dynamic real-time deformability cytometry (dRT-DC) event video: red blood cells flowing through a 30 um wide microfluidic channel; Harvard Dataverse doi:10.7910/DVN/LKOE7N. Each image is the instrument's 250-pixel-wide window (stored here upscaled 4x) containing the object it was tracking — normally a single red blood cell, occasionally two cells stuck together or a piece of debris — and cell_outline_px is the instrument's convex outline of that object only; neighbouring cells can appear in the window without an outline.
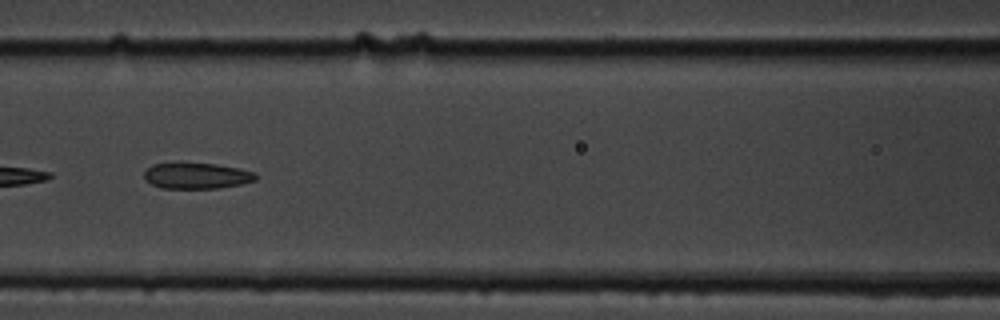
{"species": "common noctule bat (a hibernating species)", "species_latin": "Nyctalus noctula", "temperature_condition": "cold", "stored_images_in_passage": 8, "camera_frame_rate_fps": 3000, "um_per_image_px": 0.085, "animal": {"sex": "male", "body_mass_g": 19.5, "forearm_length_mm": 54.6}, "frame": {"image": 1, "passage_image": 7, "time_ms": 6.667, "image_size_px": [1000, 320], "cell_outline_px": [[256, 180], [240, 184], [220, 188], [160, 188], [152, 184], [144, 176], [144, 172], [152, 164], [216, 164], [256, 172]], "centroid_in_image_um": [16.74, 14.95], "position_along_channel_um": 149.9, "area_um2": 16.47}}
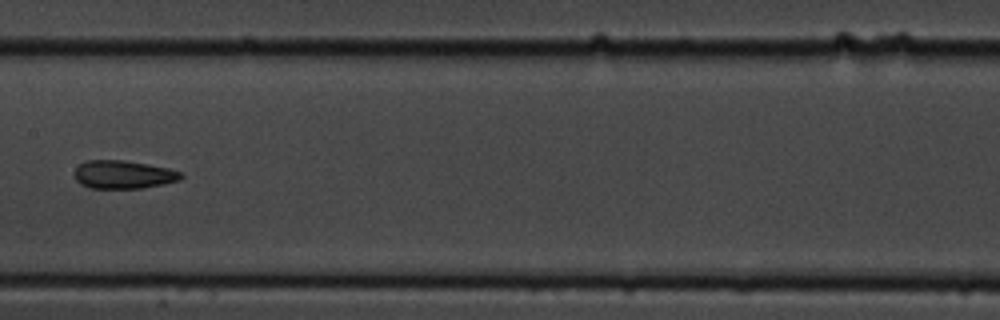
{"frame": {"image": 2, "passage_image": 8, "time_ms": 8.0, "image_size_px": [1000, 320], "cell_outline_px": [[184, 176], [180, 180], [164, 184], [140, 188], [92, 188], [80, 184], [76, 180], [76, 168], [80, 164], [88, 160], [124, 160], [148, 164], [168, 168], [180, 172]], "centroid_in_image_um": [10.51, 14.83], "position_along_channel_um": 196.9, "area_um2": 17.4}}